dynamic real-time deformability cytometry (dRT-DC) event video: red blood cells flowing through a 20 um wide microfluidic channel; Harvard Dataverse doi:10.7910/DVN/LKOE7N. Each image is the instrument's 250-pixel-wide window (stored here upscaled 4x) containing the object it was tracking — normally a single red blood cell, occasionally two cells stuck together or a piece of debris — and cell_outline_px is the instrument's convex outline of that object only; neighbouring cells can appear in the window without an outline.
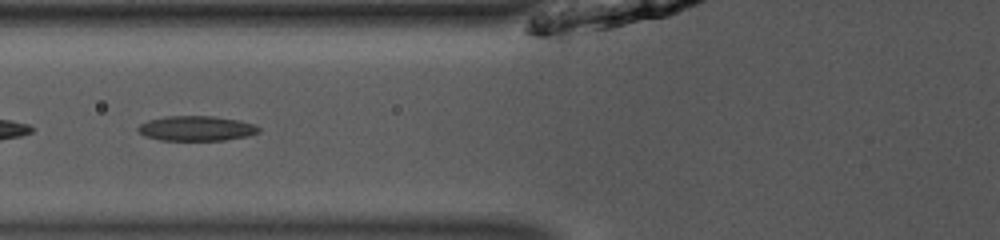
{"species": "common noctule bat (a hibernating species)", "species_latin": "Nyctalus noctula", "temperature_condition": "room temperature", "stored_images_in_passage": 41, "segment_of_instrument_passage": [2, 2], "camera_frame_rate_fps": 3000, "um_per_image_px": 0.085, "animal": {"sex": "male", "body_mass_g": 13.0, "forearm_length_mm": 53.1}, "frame": {"image": 1, "passage_image": 11, "time_ms": 3.333, "image_size_px": [1000, 240], "cell_outline_px": [[260, 132], [248, 136], [224, 140], [160, 140], [144, 136], [136, 128], [140, 124], [148, 120], [168, 116], [212, 116], [236, 120], [256, 124], [260, 128]], "centroid_in_image_um": [16.7, 10.92], "position_along_channel_um": 109.1, "area_um2": 17.51}}
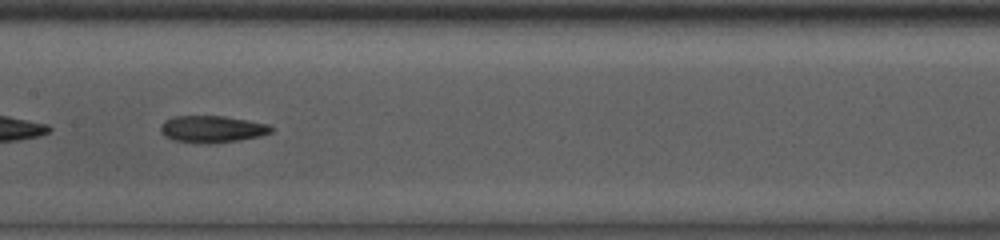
{"frame": {"image": 2, "passage_image": 17, "time_ms": 5.333, "image_size_px": [1000, 240], "cell_outline_px": [[276, 128], [272, 132], [260, 136], [240, 140], [208, 144], [204, 144], [172, 140], [164, 136], [160, 132], [160, 128], [164, 120], [172, 116], [224, 116], [248, 120], [268, 124]], "centroid_in_image_um": [18.03, 10.98], "position_along_channel_um": 189.4, "area_um2": 17.63}}
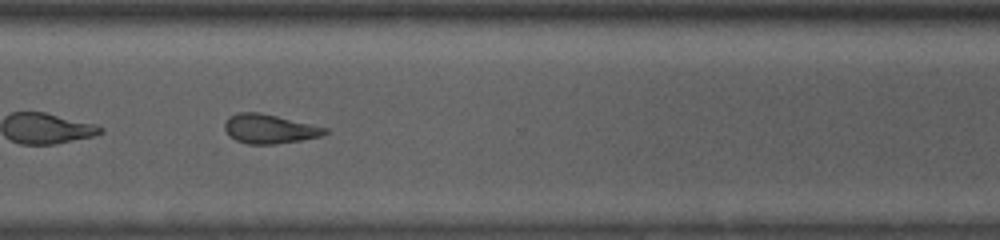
{"frame": {"image": 3, "passage_image": 29, "time_ms": 9.333, "image_size_px": [1000, 240], "cell_outline_px": [[328, 132], [320, 136], [300, 140], [272, 144], [248, 144], [236, 140], [224, 128], [224, 124], [228, 116], [236, 112], [260, 112], [328, 128]], "centroid_in_image_um": [22.88, 10.94], "position_along_channel_um": 347.7, "area_um2": 16.88}}